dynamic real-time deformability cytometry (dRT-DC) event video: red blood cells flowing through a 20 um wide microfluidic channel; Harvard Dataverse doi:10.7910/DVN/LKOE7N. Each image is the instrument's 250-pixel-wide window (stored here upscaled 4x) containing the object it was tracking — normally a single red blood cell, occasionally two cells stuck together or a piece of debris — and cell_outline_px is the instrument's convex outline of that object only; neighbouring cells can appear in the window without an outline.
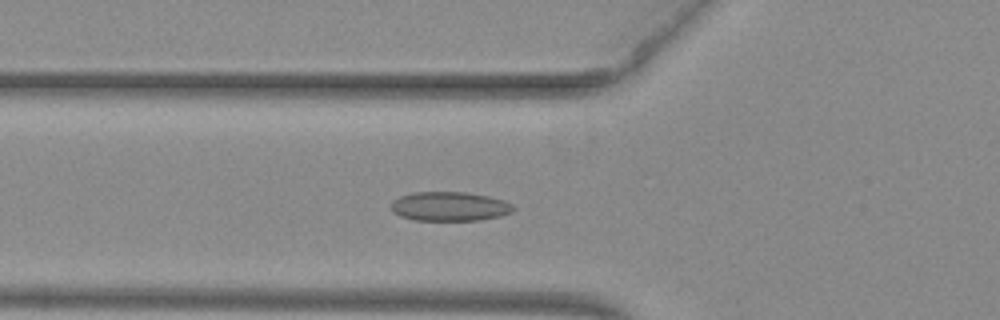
{"species": "common noctule bat (a hibernating species)", "species_latin": "Nyctalus noctula", "temperature_condition": "warm", "stored_images_in_passage": 45, "camera_frame_rate_fps": 3000, "um_per_image_px": 0.085, "animal": {"sex": "female", "body_mass_g": 29.2, "forearm_length_mm": 56.3}, "frame": {"image": 1, "passage_image": 11, "time_ms": 3.333, "image_size_px": [1000, 320], "cell_outline_px": [[516, 208], [512, 212], [500, 216], [480, 220], [412, 220], [400, 216], [392, 212], [388, 204], [392, 200], [400, 196], [412, 192], [464, 192], [488, 196], [504, 200], [512, 204]], "centroid_in_image_um": [38.17, 17.54], "position_along_channel_um": 87.6, "area_um2": 21.1}}
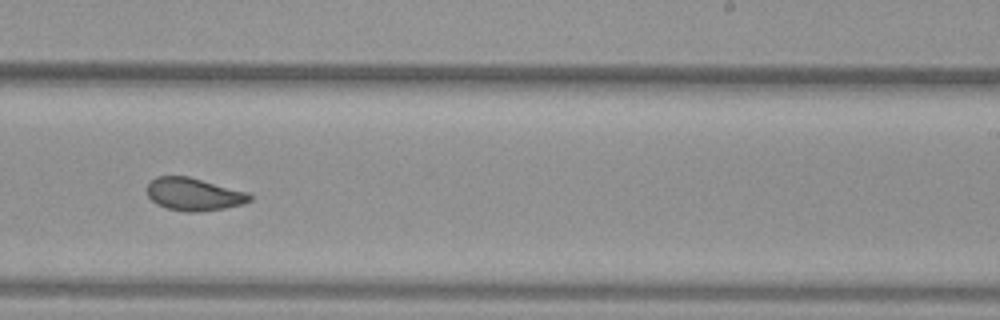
{"frame": {"image": 2, "passage_image": 25, "time_ms": 8.0, "image_size_px": [1000, 320], "cell_outline_px": [[252, 200], [244, 204], [224, 208], [196, 212], [188, 212], [168, 208], [156, 204], [148, 196], [148, 184], [156, 176], [188, 176], [248, 192], [252, 196]], "centroid_in_image_um": [16.5, 16.51], "position_along_channel_um": 272.5, "area_um2": 19.48}}
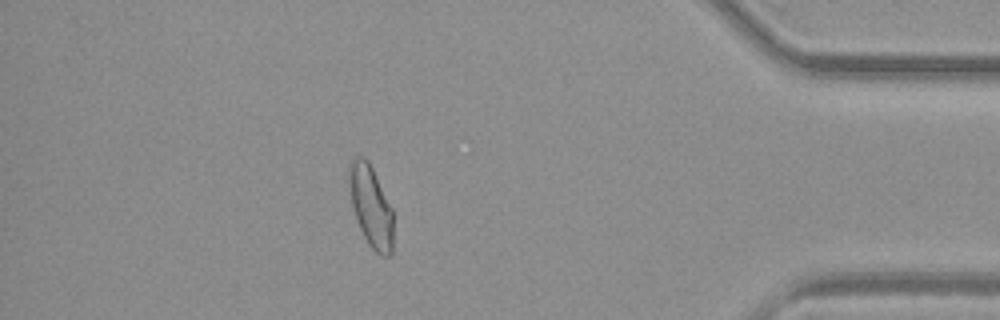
{"frame": {"image": 3, "passage_image": 38, "time_ms": 12.333, "image_size_px": [1000, 320], "cell_outline_px": [[392, 256], [380, 256], [368, 244], [356, 220], [352, 204], [348, 180], [348, 164], [356, 156], [364, 156], [368, 160], [392, 208]], "centroid_in_image_um": [31.51, 17.52], "position_along_channel_um": 403.7, "area_um2": 20.92}, "authors_computed_cell_mechanics": {"area_um2": 20.7502, "velocity_mm_per_s": 3.9625, "shape_relaxation_time_tau1_ms": 6.784, "shape_relaxation_time_tau2_ms": 1.9288, "deformation_change_tau1": 0.1492, "deformation_change_tau2": 0.0637}}